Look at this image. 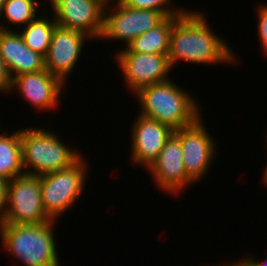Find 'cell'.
I'll use <instances>...</instances> for the list:
<instances>
[{"instance_id": "6da1fadb", "label": "cell", "mask_w": 267, "mask_h": 266, "mask_svg": "<svg viewBox=\"0 0 267 266\" xmlns=\"http://www.w3.org/2000/svg\"><path fill=\"white\" fill-rule=\"evenodd\" d=\"M204 15L189 10L178 15L170 33L167 55L171 68L182 60L200 65L236 62L230 45L211 31Z\"/></svg>"}, {"instance_id": "7a4b0ae2", "label": "cell", "mask_w": 267, "mask_h": 266, "mask_svg": "<svg viewBox=\"0 0 267 266\" xmlns=\"http://www.w3.org/2000/svg\"><path fill=\"white\" fill-rule=\"evenodd\" d=\"M140 115L178 130L194 124L200 117L197 100L173 80L140 88L136 93Z\"/></svg>"}, {"instance_id": "3957f363", "label": "cell", "mask_w": 267, "mask_h": 266, "mask_svg": "<svg viewBox=\"0 0 267 266\" xmlns=\"http://www.w3.org/2000/svg\"><path fill=\"white\" fill-rule=\"evenodd\" d=\"M54 220L40 224H0L4 250L23 266H60L54 239Z\"/></svg>"}, {"instance_id": "277c9868", "label": "cell", "mask_w": 267, "mask_h": 266, "mask_svg": "<svg viewBox=\"0 0 267 266\" xmlns=\"http://www.w3.org/2000/svg\"><path fill=\"white\" fill-rule=\"evenodd\" d=\"M49 131L39 127L20 129L22 164L26 174L41 176L62 170L82 156L79 151L62 143L54 132Z\"/></svg>"}, {"instance_id": "5b68a950", "label": "cell", "mask_w": 267, "mask_h": 266, "mask_svg": "<svg viewBox=\"0 0 267 266\" xmlns=\"http://www.w3.org/2000/svg\"><path fill=\"white\" fill-rule=\"evenodd\" d=\"M86 167L82 155L70 167L40 176L42 204L51 220L63 215L80 198L88 176Z\"/></svg>"}, {"instance_id": "8992f818", "label": "cell", "mask_w": 267, "mask_h": 266, "mask_svg": "<svg viewBox=\"0 0 267 266\" xmlns=\"http://www.w3.org/2000/svg\"><path fill=\"white\" fill-rule=\"evenodd\" d=\"M49 221L51 219L42 204L40 176L25 173L11 179L0 224H40Z\"/></svg>"}, {"instance_id": "52a82bcc", "label": "cell", "mask_w": 267, "mask_h": 266, "mask_svg": "<svg viewBox=\"0 0 267 266\" xmlns=\"http://www.w3.org/2000/svg\"><path fill=\"white\" fill-rule=\"evenodd\" d=\"M114 2L113 8L109 6L110 3L105 6L101 40H124L127 47L133 39L156 27L167 17L161 11L133 9L120 0H116L117 5L114 6Z\"/></svg>"}, {"instance_id": "ba28073f", "label": "cell", "mask_w": 267, "mask_h": 266, "mask_svg": "<svg viewBox=\"0 0 267 266\" xmlns=\"http://www.w3.org/2000/svg\"><path fill=\"white\" fill-rule=\"evenodd\" d=\"M58 26L84 33L89 38L100 39L104 27L102 0H49Z\"/></svg>"}, {"instance_id": "9c48e42d", "label": "cell", "mask_w": 267, "mask_h": 266, "mask_svg": "<svg viewBox=\"0 0 267 266\" xmlns=\"http://www.w3.org/2000/svg\"><path fill=\"white\" fill-rule=\"evenodd\" d=\"M168 54L131 52L127 47L116 54L126 86L136 93L140 88L169 80Z\"/></svg>"}, {"instance_id": "30bf717a", "label": "cell", "mask_w": 267, "mask_h": 266, "mask_svg": "<svg viewBox=\"0 0 267 266\" xmlns=\"http://www.w3.org/2000/svg\"><path fill=\"white\" fill-rule=\"evenodd\" d=\"M200 117L194 124L174 133L180 138L187 176L195 183L204 178L216 154V143Z\"/></svg>"}, {"instance_id": "8fae6325", "label": "cell", "mask_w": 267, "mask_h": 266, "mask_svg": "<svg viewBox=\"0 0 267 266\" xmlns=\"http://www.w3.org/2000/svg\"><path fill=\"white\" fill-rule=\"evenodd\" d=\"M156 185L163 192L179 193L194 183L186 174L180 138L173 132L157 159L148 168Z\"/></svg>"}, {"instance_id": "7c38bea8", "label": "cell", "mask_w": 267, "mask_h": 266, "mask_svg": "<svg viewBox=\"0 0 267 266\" xmlns=\"http://www.w3.org/2000/svg\"><path fill=\"white\" fill-rule=\"evenodd\" d=\"M89 38L84 33L56 25L49 50L45 58V69L58 76L64 83L81 56L84 41Z\"/></svg>"}, {"instance_id": "4fadbf2b", "label": "cell", "mask_w": 267, "mask_h": 266, "mask_svg": "<svg viewBox=\"0 0 267 266\" xmlns=\"http://www.w3.org/2000/svg\"><path fill=\"white\" fill-rule=\"evenodd\" d=\"M131 127V160L148 169L174 130L157 120L137 115Z\"/></svg>"}, {"instance_id": "5bb4252c", "label": "cell", "mask_w": 267, "mask_h": 266, "mask_svg": "<svg viewBox=\"0 0 267 266\" xmlns=\"http://www.w3.org/2000/svg\"><path fill=\"white\" fill-rule=\"evenodd\" d=\"M64 84L67 83L44 69L13 77L11 89L14 91L16 88L35 109L49 111L58 107V99L65 89Z\"/></svg>"}, {"instance_id": "9a60e30c", "label": "cell", "mask_w": 267, "mask_h": 266, "mask_svg": "<svg viewBox=\"0 0 267 266\" xmlns=\"http://www.w3.org/2000/svg\"><path fill=\"white\" fill-rule=\"evenodd\" d=\"M0 57L11 78L45 69L44 56L31 50L17 30L0 31Z\"/></svg>"}, {"instance_id": "2e32d148", "label": "cell", "mask_w": 267, "mask_h": 266, "mask_svg": "<svg viewBox=\"0 0 267 266\" xmlns=\"http://www.w3.org/2000/svg\"><path fill=\"white\" fill-rule=\"evenodd\" d=\"M178 15L167 16L159 25L133 39L127 48L131 52L168 54L170 33Z\"/></svg>"}, {"instance_id": "e0dca14e", "label": "cell", "mask_w": 267, "mask_h": 266, "mask_svg": "<svg viewBox=\"0 0 267 266\" xmlns=\"http://www.w3.org/2000/svg\"><path fill=\"white\" fill-rule=\"evenodd\" d=\"M0 134V177L11 180L25 174L22 164L20 130ZM23 170V171H22Z\"/></svg>"}, {"instance_id": "ac0fdd59", "label": "cell", "mask_w": 267, "mask_h": 266, "mask_svg": "<svg viewBox=\"0 0 267 266\" xmlns=\"http://www.w3.org/2000/svg\"><path fill=\"white\" fill-rule=\"evenodd\" d=\"M44 14L45 12L43 11V15L29 22L19 33L24 43L31 50L45 57L49 50L52 33L57 24L54 17L50 20L47 17L48 15L44 16Z\"/></svg>"}, {"instance_id": "d6986e66", "label": "cell", "mask_w": 267, "mask_h": 266, "mask_svg": "<svg viewBox=\"0 0 267 266\" xmlns=\"http://www.w3.org/2000/svg\"><path fill=\"white\" fill-rule=\"evenodd\" d=\"M37 5L36 0H6L0 11L1 20L17 25L21 29V24L26 26L38 17Z\"/></svg>"}, {"instance_id": "ffe728a7", "label": "cell", "mask_w": 267, "mask_h": 266, "mask_svg": "<svg viewBox=\"0 0 267 266\" xmlns=\"http://www.w3.org/2000/svg\"><path fill=\"white\" fill-rule=\"evenodd\" d=\"M124 5L133 9H148L163 12L166 16L182 15L185 9L170 7L171 0H120ZM171 8V9H170Z\"/></svg>"}, {"instance_id": "44dd1931", "label": "cell", "mask_w": 267, "mask_h": 266, "mask_svg": "<svg viewBox=\"0 0 267 266\" xmlns=\"http://www.w3.org/2000/svg\"><path fill=\"white\" fill-rule=\"evenodd\" d=\"M258 37L259 42L261 43V48H263V52L267 53V4L259 6L258 9Z\"/></svg>"}, {"instance_id": "7402d4cb", "label": "cell", "mask_w": 267, "mask_h": 266, "mask_svg": "<svg viewBox=\"0 0 267 266\" xmlns=\"http://www.w3.org/2000/svg\"><path fill=\"white\" fill-rule=\"evenodd\" d=\"M12 86V78L9 74V71L6 67V64L0 57V93H10Z\"/></svg>"}, {"instance_id": "603a6c76", "label": "cell", "mask_w": 267, "mask_h": 266, "mask_svg": "<svg viewBox=\"0 0 267 266\" xmlns=\"http://www.w3.org/2000/svg\"><path fill=\"white\" fill-rule=\"evenodd\" d=\"M9 180L0 177V218L3 216L7 202Z\"/></svg>"}, {"instance_id": "cb8c5ba5", "label": "cell", "mask_w": 267, "mask_h": 266, "mask_svg": "<svg viewBox=\"0 0 267 266\" xmlns=\"http://www.w3.org/2000/svg\"><path fill=\"white\" fill-rule=\"evenodd\" d=\"M248 266H267V260H263V262H259V260L256 261L255 258H244L242 259Z\"/></svg>"}, {"instance_id": "d4e9b609", "label": "cell", "mask_w": 267, "mask_h": 266, "mask_svg": "<svg viewBox=\"0 0 267 266\" xmlns=\"http://www.w3.org/2000/svg\"><path fill=\"white\" fill-rule=\"evenodd\" d=\"M221 266V265H220ZM223 266H248L243 260H238L237 262H233L232 264H227L226 265H223Z\"/></svg>"}, {"instance_id": "484cf974", "label": "cell", "mask_w": 267, "mask_h": 266, "mask_svg": "<svg viewBox=\"0 0 267 266\" xmlns=\"http://www.w3.org/2000/svg\"><path fill=\"white\" fill-rule=\"evenodd\" d=\"M263 184H265L267 186V165L263 174Z\"/></svg>"}, {"instance_id": "4316f807", "label": "cell", "mask_w": 267, "mask_h": 266, "mask_svg": "<svg viewBox=\"0 0 267 266\" xmlns=\"http://www.w3.org/2000/svg\"><path fill=\"white\" fill-rule=\"evenodd\" d=\"M0 19H1V13H0ZM0 22H1V20H0ZM4 24H2V22H1V24H0V31L1 30H10V27L7 25V26H5Z\"/></svg>"}, {"instance_id": "83f0119b", "label": "cell", "mask_w": 267, "mask_h": 266, "mask_svg": "<svg viewBox=\"0 0 267 266\" xmlns=\"http://www.w3.org/2000/svg\"><path fill=\"white\" fill-rule=\"evenodd\" d=\"M6 0H0V11L2 9V6H3V3L5 2Z\"/></svg>"}, {"instance_id": "f1b7e54d", "label": "cell", "mask_w": 267, "mask_h": 266, "mask_svg": "<svg viewBox=\"0 0 267 266\" xmlns=\"http://www.w3.org/2000/svg\"><path fill=\"white\" fill-rule=\"evenodd\" d=\"M102 1L107 5V4L111 3V1H113V0H102Z\"/></svg>"}]
</instances>
